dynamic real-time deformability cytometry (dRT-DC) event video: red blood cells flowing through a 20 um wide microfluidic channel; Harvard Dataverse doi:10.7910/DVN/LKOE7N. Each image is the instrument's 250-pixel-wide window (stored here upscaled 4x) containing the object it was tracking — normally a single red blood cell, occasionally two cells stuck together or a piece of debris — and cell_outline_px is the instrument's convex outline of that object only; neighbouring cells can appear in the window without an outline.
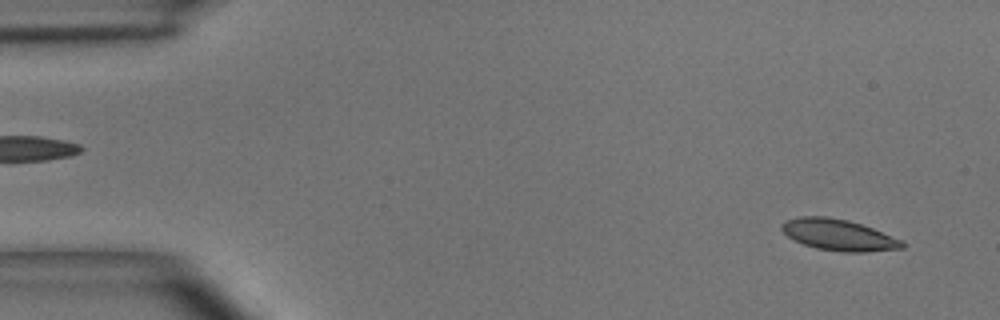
{"species": "common noctule bat (a hibernating species)", "species_latin": "Nyctalus noctula", "temperature_condition": "room temperature", "stored_images_in_passage": 50, "camera_frame_rate_fps": 3000, "um_per_image_px": 0.085, "animal": {"sex": "male", "body_mass_g": 15.6}, "frame": {"image": 1, "passage_image": 3, "time_ms": 0.667, "image_size_px": [1000, 320], "cell_outline_px": [[904, 248], [868, 252], [840, 252], [816, 248], [804, 244], [788, 236], [780, 228], [780, 224], [788, 220], [800, 216], [828, 216], [848, 220], [872, 228], [904, 240]], "centroid_in_image_um": [71.31, 19.97], "position_along_channel_um": 13.7, "area_um2": 21.96}}
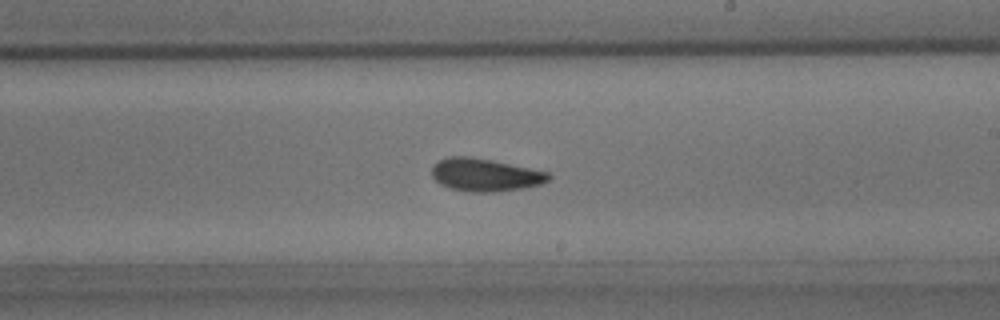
{"frame": {"image": 2, "passage_image": 29, "time_ms": 9.333, "image_size_px": [1000, 320], "cell_outline_px": [[552, 176], [544, 184], [524, 188], [496, 192], [468, 192], [448, 188], [440, 184], [432, 176], [432, 168], [440, 160], [448, 156], [468, 156], [492, 160], [548, 172]], "centroid_in_image_um": [41.25, 14.88], "position_along_channel_um": 247.8, "area_um2": 22.43}}
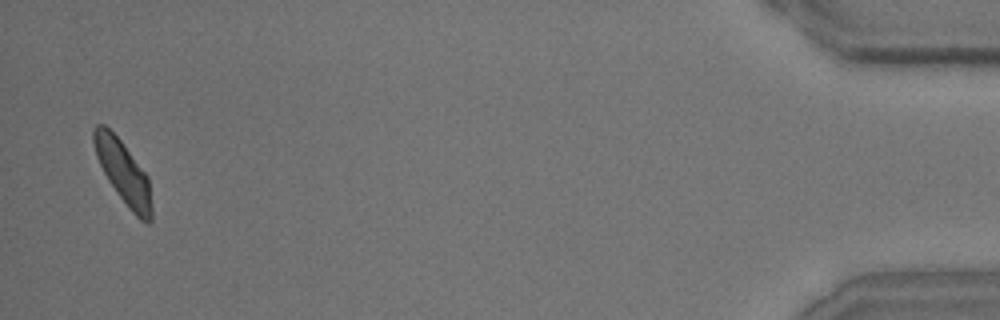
{"frame": {"image": 3, "passage_image": 49, "time_ms": 16.0, "image_size_px": [1000, 320], "cell_outline_px": [[152, 220], [148, 224], [140, 220], [132, 212], [116, 192], [108, 180], [96, 156], [92, 140], [92, 128], [96, 124], [104, 124], [120, 140], [148, 176], [152, 204]], "centroid_in_image_um": [10.48, 14.65], "position_along_channel_um": 424.7, "area_um2": 21.15}}